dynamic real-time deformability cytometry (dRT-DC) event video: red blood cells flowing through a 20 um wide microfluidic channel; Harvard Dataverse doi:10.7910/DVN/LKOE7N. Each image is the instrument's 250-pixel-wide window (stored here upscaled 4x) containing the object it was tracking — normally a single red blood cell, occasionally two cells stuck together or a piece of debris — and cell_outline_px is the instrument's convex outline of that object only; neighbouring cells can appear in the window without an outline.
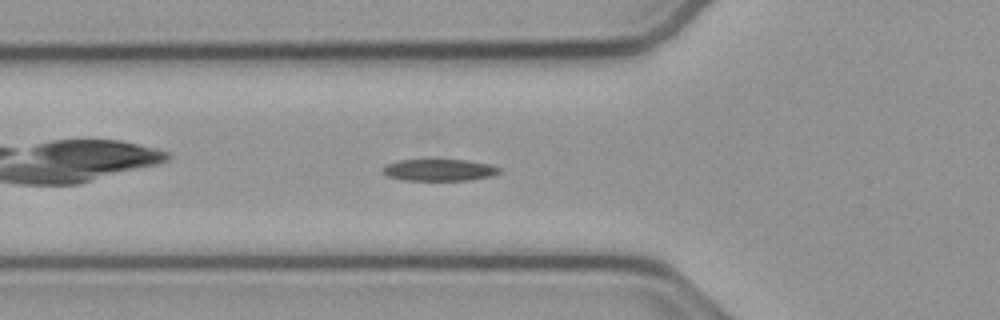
{"species": "common noctule bat (a hibernating species)", "species_latin": "Nyctalus noctula", "temperature_condition": "cold", "stored_images_in_passage": 35, "camera_frame_rate_fps": 3000, "um_per_image_px": 0.085, "animal": {"sex": "male", "body_mass_g": 23.1, "forearm_length_mm": 52.7}, "frame": {"image": 1, "passage_image": 7, "time_ms": 2.0, "image_size_px": [1000, 320], "cell_outline_px": [[500, 172], [488, 176], [468, 180], [404, 180], [388, 176], [380, 172], [380, 168], [388, 164], [400, 160], [468, 160], [488, 164], [500, 168]], "centroid_in_image_um": [37.27, 14.45], "position_along_channel_um": 88.5, "area_um2": 14.62}}
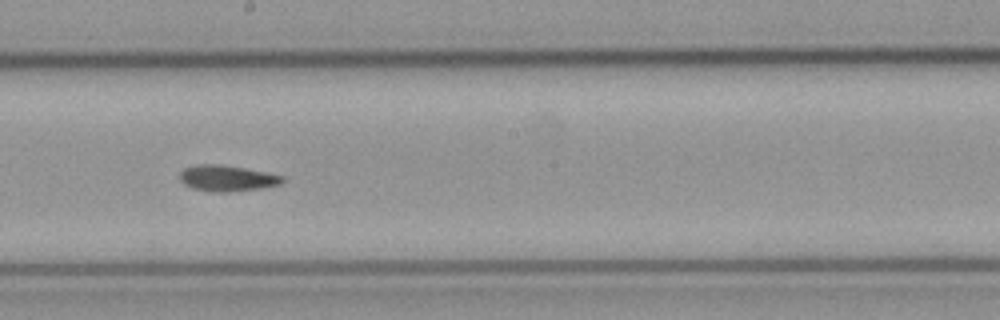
{"frame": {"image": 2, "passage_image": 18, "time_ms": 5.667, "image_size_px": [1000, 320], "cell_outline_px": [[284, 180], [280, 184], [260, 188], [228, 192], [212, 192], [192, 188], [184, 184], [180, 180], [180, 172], [184, 168], [200, 164], [216, 164], [244, 168], [284, 176]], "centroid_in_image_um": [19.27, 15.15], "position_along_channel_um": 228.9, "area_um2": 15.37}}
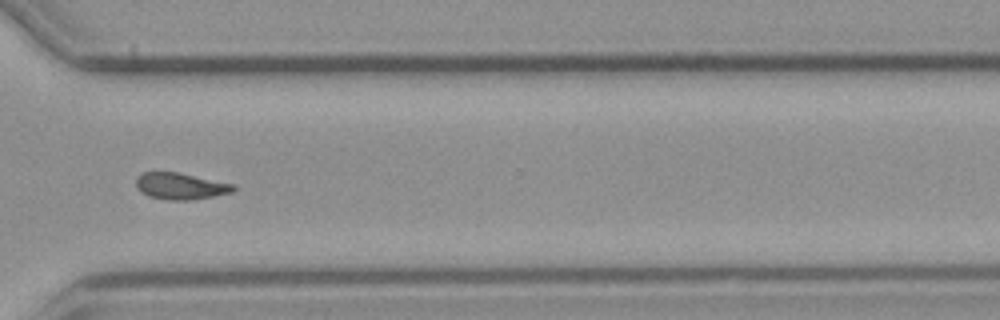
{"frame": {"image": 3, "passage_image": 28, "time_ms": 9.0, "image_size_px": [1000, 320], "cell_outline_px": [[236, 188], [232, 192], [192, 200], [164, 200], [148, 196], [140, 192], [136, 188], [136, 176], [144, 172], [176, 172], [232, 184]], "centroid_in_image_um": [15.27, 15.83], "position_along_channel_um": 355.3, "area_um2": 14.97}, "authors_computed_cell_mechanics": {"area_um2": 15.0858, "velocity_mm_per_s": 3.796, "shape_relaxation_time_tau1_ms": 5.1047, "shape_relaxation_time_tau2_ms": 7.5509, "deformation_change_tau1": 0.1383, "deformation_change_tau2": 0.1405}}